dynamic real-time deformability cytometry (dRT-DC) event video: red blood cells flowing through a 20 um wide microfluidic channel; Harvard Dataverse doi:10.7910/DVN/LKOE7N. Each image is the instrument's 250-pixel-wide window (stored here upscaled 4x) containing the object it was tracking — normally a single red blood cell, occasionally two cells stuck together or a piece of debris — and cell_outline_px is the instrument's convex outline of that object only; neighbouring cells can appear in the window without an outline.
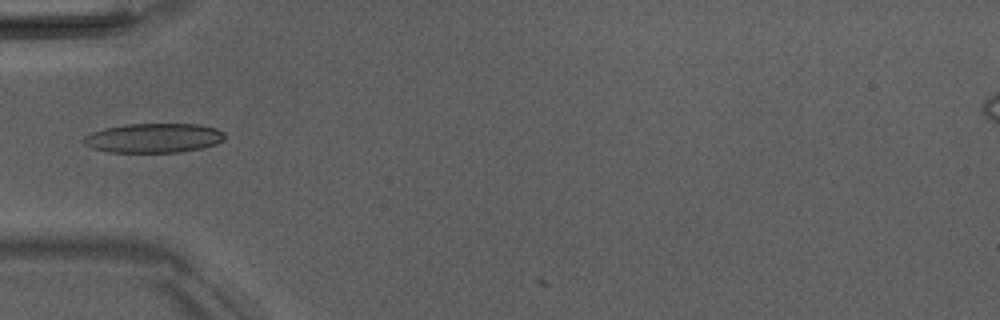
{"species": "Egyptian fruit bat (a non-hibernating species)", "species_latin": "Rousettus aegyptiacus", "temperature_condition": "room temperature", "stored_images_in_passage": 7, "camera_frame_rate_fps": 3000, "um_per_image_px": 0.085, "animal": {"sex": "male"}, "frame": {"image": 1, "passage_image": 6, "time_ms": 5.667, "image_size_px": [1000, 320], "cell_outline_px": [[224, 140], [216, 144], [200, 148], [180, 152], [108, 152], [92, 148], [84, 144], [84, 136], [92, 132], [104, 128], [124, 124], [200, 124], [216, 128], [224, 132]], "centroid_in_image_um": [13.06, 11.72], "position_along_channel_um": 71.9, "area_um2": 24.22}}